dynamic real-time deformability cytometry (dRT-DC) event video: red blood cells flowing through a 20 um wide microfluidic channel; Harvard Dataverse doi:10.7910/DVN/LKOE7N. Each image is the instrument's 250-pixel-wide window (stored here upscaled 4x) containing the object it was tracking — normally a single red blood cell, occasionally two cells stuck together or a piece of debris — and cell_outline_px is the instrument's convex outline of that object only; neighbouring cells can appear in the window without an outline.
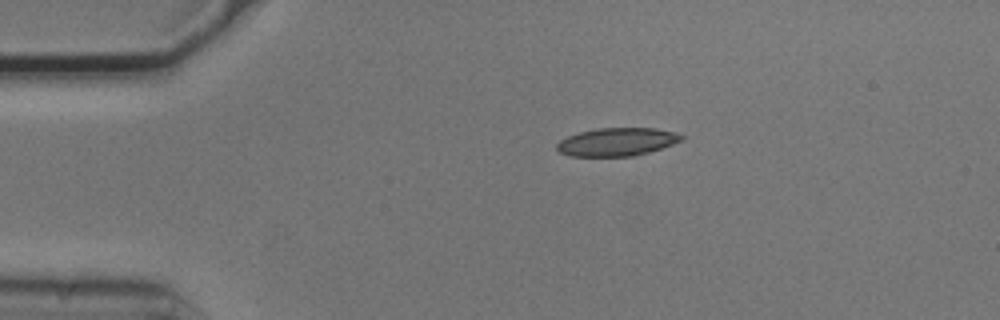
{"species": "common noctule bat (a hibernating species)", "species_latin": "Nyctalus noctula", "temperature_condition": "cold", "stored_images_in_passage": 36, "camera_frame_rate_fps": 3000, "um_per_image_px": 0.085, "animal": {"sex": "male", "body_mass_g": 20.5, "forearm_length_mm": 52.5}, "frame": {"image": 1, "passage_image": 1, "time_ms": 0.0, "image_size_px": [1000, 320], "cell_outline_px": [[684, 140], [648, 152], [632, 156], [568, 156], [560, 152], [556, 148], [556, 144], [560, 140], [568, 136], [580, 132], [596, 128], [656, 128], [672, 132], [684, 136]], "centroid_in_image_um": [52.41, 12.06], "position_along_channel_um": 32.6, "area_um2": 20.29}}
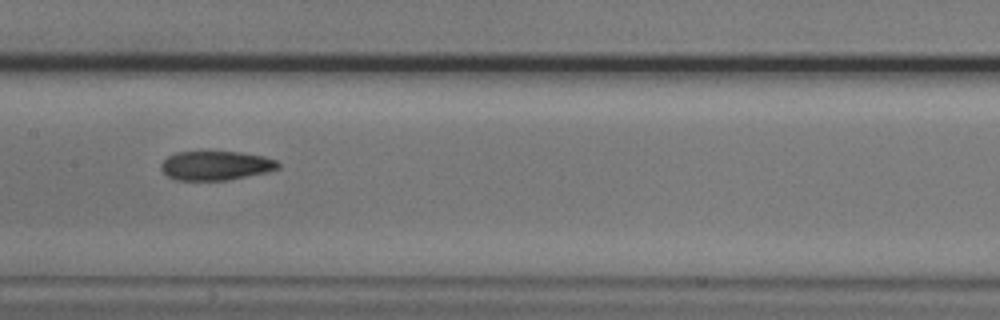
{"frame": {"image": 2, "passage_image": 17, "time_ms": 5.333, "image_size_px": [1000, 320], "cell_outline_px": [[280, 168], [268, 172], [228, 180], [176, 180], [168, 176], [160, 168], [160, 164], [168, 156], [176, 152], [240, 152], [264, 156], [276, 160], [280, 164]], "centroid_in_image_um": [18.36, 14.08], "position_along_channel_um": 189.0, "area_um2": 19.94}}
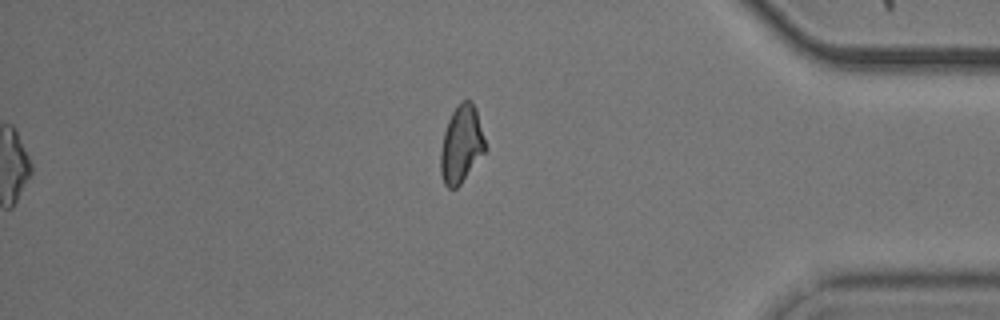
{"frame": {"image": 3, "passage_image": 36, "time_ms": 11.667, "image_size_px": [1000, 320], "cell_outline_px": [[484, 152], [460, 184], [456, 188], [448, 188], [444, 184], [440, 172], [440, 152], [444, 132], [448, 120], [452, 112], [460, 100], [472, 100], [476, 108], [484, 140]], "centroid_in_image_um": [39.18, 12.24], "position_along_channel_um": 396.0, "area_um2": 19.83}, "authors_computed_cell_mechanics": {"area_um2": 20.5768, "velocity_mm_per_s": 3.7391, "shape_relaxation_time_tau1_ms": null, "shape_relaxation_time_tau2_ms": 3.6781, "deformation_change_tau1": null, "deformation_change_tau2": 0.1025}}